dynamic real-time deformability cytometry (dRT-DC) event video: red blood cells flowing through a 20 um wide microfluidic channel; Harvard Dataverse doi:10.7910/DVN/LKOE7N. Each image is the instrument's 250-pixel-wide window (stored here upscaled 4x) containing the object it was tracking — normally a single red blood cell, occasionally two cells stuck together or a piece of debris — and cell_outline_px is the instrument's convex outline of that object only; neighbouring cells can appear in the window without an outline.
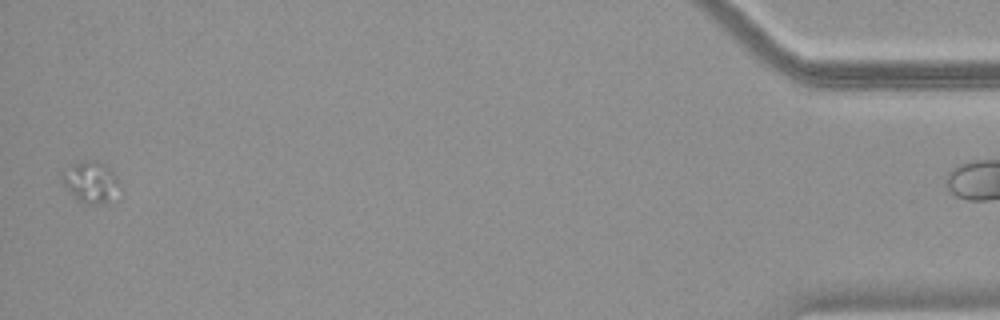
{"species": "common noctule bat (a hibernating species)", "species_latin": "Nyctalus noctula", "temperature_condition": "warm", "stored_images_in_passage": 43, "camera_frame_rate_fps": 3000, "um_per_image_px": 0.085, "animal": {"sex": "female", "body_mass_g": 18.4}, "frame": {"image": 1, "passage_image": 42, "time_ms": 13.667, "image_size_px": [1000, 320], "cell_outline_px": [[124, 192], [120, 200], [92, 204], [88, 204], [76, 200], [60, 180], [60, 172], [72, 164], [84, 160], [96, 160], [108, 168], [112, 172]], "centroid_in_image_um": [7.76, 15.52], "position_along_channel_um": 427.4, "area_um2": 14.51}}